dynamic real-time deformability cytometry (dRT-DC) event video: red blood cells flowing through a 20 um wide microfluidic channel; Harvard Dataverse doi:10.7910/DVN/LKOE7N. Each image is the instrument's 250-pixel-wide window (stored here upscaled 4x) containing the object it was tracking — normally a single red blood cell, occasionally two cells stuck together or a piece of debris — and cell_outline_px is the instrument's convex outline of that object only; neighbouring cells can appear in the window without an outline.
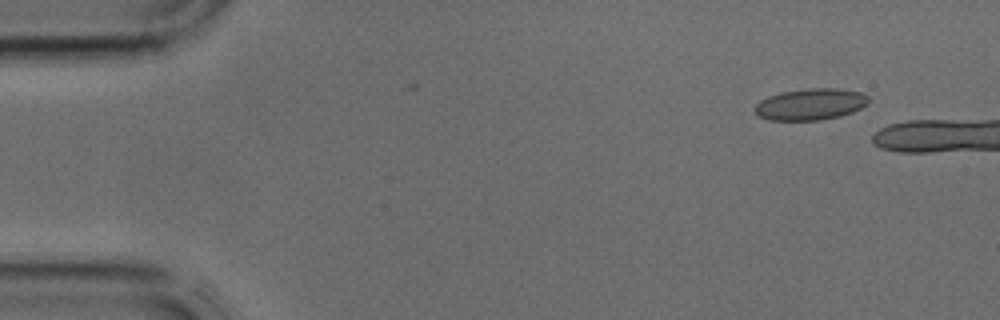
{"species": "common noctule bat (a hibernating species)", "species_latin": "Nyctalus noctula", "temperature_condition": "cold", "stored_images_in_passage": 4, "camera_frame_rate_fps": 3000, "um_per_image_px": 0.085, "animal": {"sex": "male", "body_mass_g": 17.9, "forearm_length_mm": 54.2}, "frame": {"image": 1, "passage_image": 1, "time_ms": 0.0, "image_size_px": [1000, 320], "cell_outline_px": [[868, 104], [852, 112], [840, 116], [820, 120], [768, 120], [760, 116], [756, 112], [756, 104], [760, 100], [768, 96], [780, 92], [812, 88], [836, 88], [860, 92], [868, 96]], "centroid_in_image_um": [68.9, 8.86], "position_along_channel_um": 16.1, "area_um2": 20.75}}